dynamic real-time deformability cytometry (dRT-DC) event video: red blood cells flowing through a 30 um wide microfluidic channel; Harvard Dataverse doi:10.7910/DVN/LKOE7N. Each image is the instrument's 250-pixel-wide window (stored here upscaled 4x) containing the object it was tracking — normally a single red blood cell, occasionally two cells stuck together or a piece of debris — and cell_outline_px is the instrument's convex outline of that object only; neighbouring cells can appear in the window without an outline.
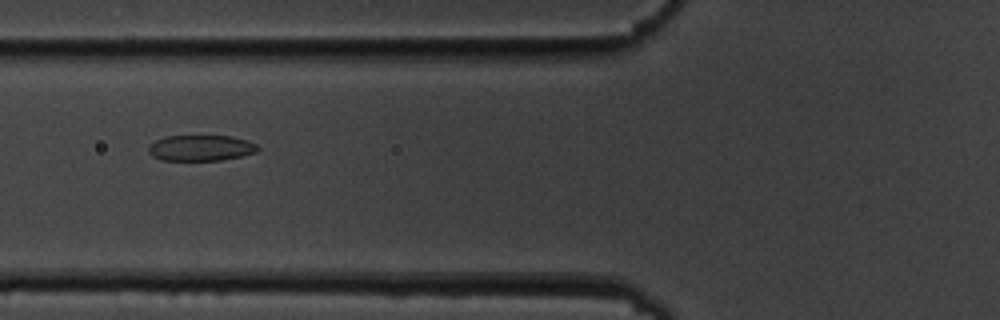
{"species": "common noctule bat (a hibernating species)", "species_latin": "Nyctalus noctula", "temperature_condition": "cold", "stored_images_in_passage": 7, "camera_frame_rate_fps": 3000, "um_per_image_px": 0.085, "animal": {"sex": "male", "body_mass_g": 19.5, "forearm_length_mm": 54.6}, "frame": {"image": 1, "passage_image": 5, "time_ms": 4.667, "image_size_px": [1000, 320], "cell_outline_px": [[260, 148], [256, 152], [240, 156], [220, 160], [160, 160], [152, 156], [148, 152], [148, 148], [156, 140], [164, 136], [232, 136], [248, 140], [256, 144]], "centroid_in_image_um": [17.07, 12.57], "position_along_channel_um": 108.7, "area_um2": 16.42}}
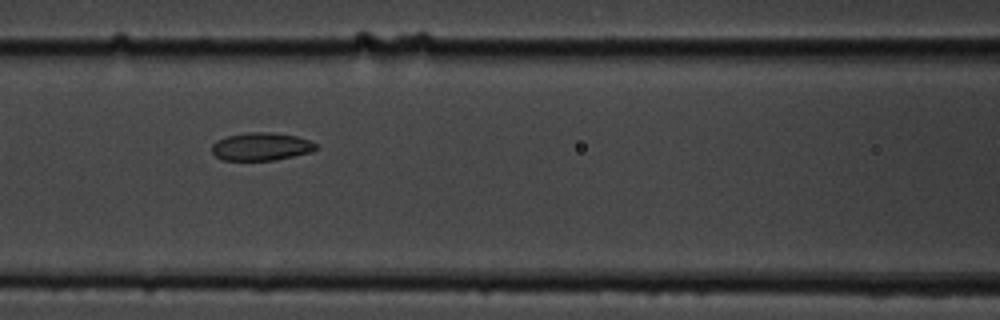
{"frame": {"image": 2, "passage_image": 6, "time_ms": 5.667, "image_size_px": [1000, 320], "cell_outline_px": [[320, 148], [312, 152], [276, 160], [224, 160], [216, 156], [212, 152], [212, 144], [216, 140], [228, 136], [248, 132], [272, 132], [296, 136], [308, 140], [316, 144]], "centroid_in_image_um": [22.22, 12.46], "position_along_channel_um": 144.4, "area_um2": 16.99}}
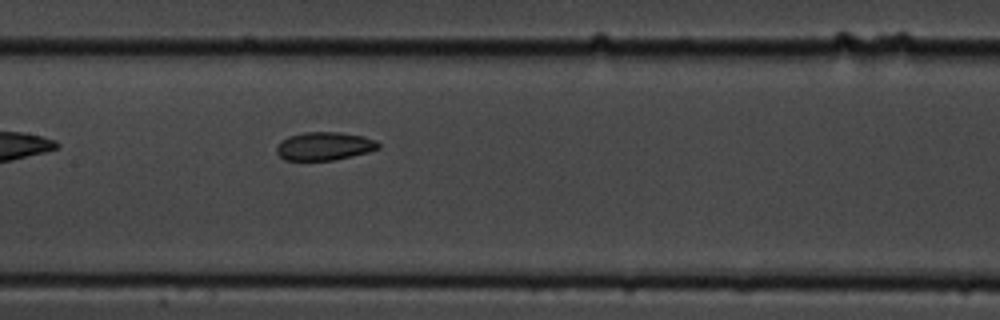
{"frame": {"image": 3, "passage_image": 7, "time_ms": 6.667, "image_size_px": [1000, 320], "cell_outline_px": [[380, 148], [368, 152], [332, 160], [284, 160], [276, 152], [276, 148], [280, 140], [288, 136], [304, 132], [340, 132], [364, 136], [376, 140], [380, 144]], "centroid_in_image_um": [27.56, 12.41], "position_along_channel_um": 179.8, "area_um2": 16.82}}